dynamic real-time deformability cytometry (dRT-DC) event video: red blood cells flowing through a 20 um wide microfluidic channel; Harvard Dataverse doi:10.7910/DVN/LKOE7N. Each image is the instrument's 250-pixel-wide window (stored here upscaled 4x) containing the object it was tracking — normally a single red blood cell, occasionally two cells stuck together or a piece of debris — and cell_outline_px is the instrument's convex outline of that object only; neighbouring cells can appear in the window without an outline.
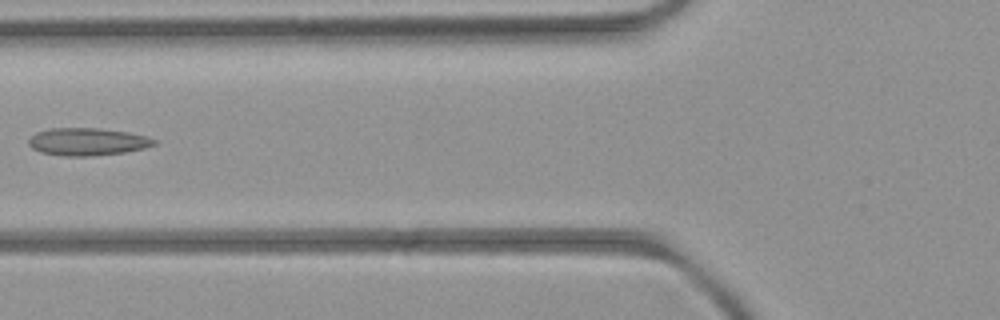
{"species": "common noctule bat (a hibernating species)", "species_latin": "Nyctalus noctula", "temperature_condition": "room temperature", "stored_images_in_passage": 7, "camera_frame_rate_fps": 3000, "um_per_image_px": 0.085, "animal": {"sex": "female", "body_mass_g": 21.9}, "frame": {"image": 1, "passage_image": 6, "time_ms": 5.667, "image_size_px": [1000, 320], "cell_outline_px": [[156, 144], [144, 148], [124, 152], [88, 156], [64, 156], [40, 152], [32, 148], [28, 144], [28, 140], [36, 132], [52, 128], [96, 128], [128, 132], [144, 136], [156, 140]], "centroid_in_image_um": [7.4, 12.04], "position_along_channel_um": 118.4, "area_um2": 19.94}}
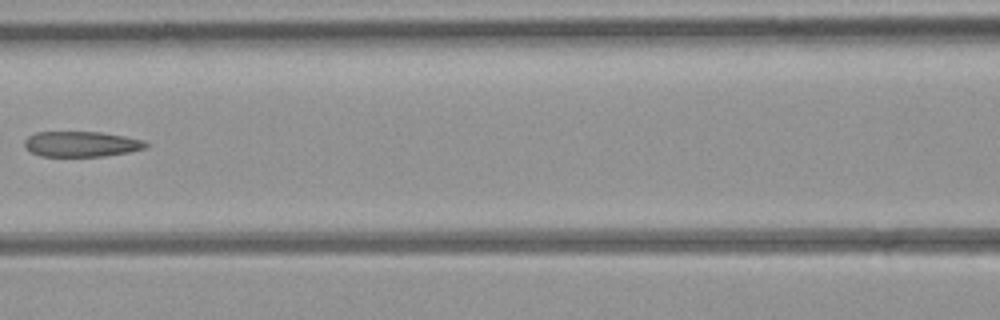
{"frame": {"image": 2, "passage_image": 7, "time_ms": 6.667, "image_size_px": [1000, 320], "cell_outline_px": [[152, 144], [144, 148], [128, 152], [104, 156], [40, 156], [24, 148], [24, 140], [28, 136], [36, 132], [100, 132], [124, 136], [144, 140]], "centroid_in_image_um": [6.91, 12.24], "position_along_channel_um": 159.7, "area_um2": 18.03}}